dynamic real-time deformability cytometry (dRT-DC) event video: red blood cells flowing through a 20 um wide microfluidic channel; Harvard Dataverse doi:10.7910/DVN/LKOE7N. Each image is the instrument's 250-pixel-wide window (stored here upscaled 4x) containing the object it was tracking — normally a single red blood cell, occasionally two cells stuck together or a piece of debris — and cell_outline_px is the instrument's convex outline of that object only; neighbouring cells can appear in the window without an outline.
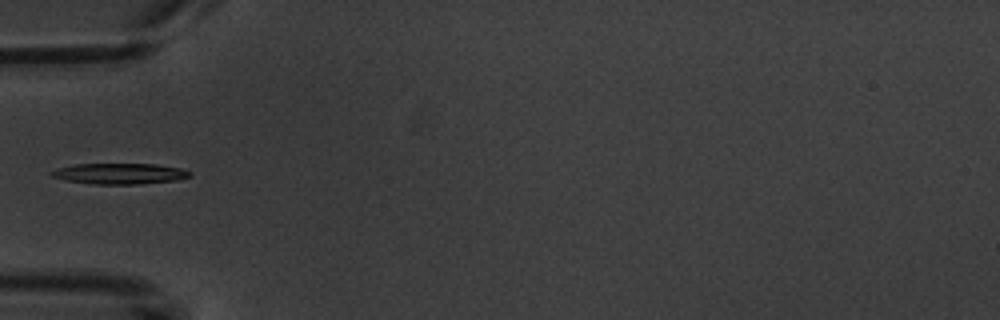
{"species": "common noctule bat (a hibernating species)", "species_latin": "Nyctalus noctula", "temperature_condition": "warm", "stored_images_in_passage": 6, "segment_of_instrument_passage": [2, 2], "camera_frame_rate_fps": 3000, "um_per_image_px": 0.085, "animal": {"sex": "male", "body_mass_g": 20.1, "forearm_length_mm": 53.5}, "frame": {"image": 1, "passage_image": 3, "time_ms": 2.333, "image_size_px": [1000, 320], "cell_outline_px": [[192, 176], [176, 180], [140, 184], [92, 184], [64, 180], [52, 176], [48, 172], [56, 168], [76, 164], [156, 164], [180, 168], [192, 172]], "centroid_in_image_um": [10.16, 14.76], "position_along_channel_um": 74.8, "area_um2": 16.88}}
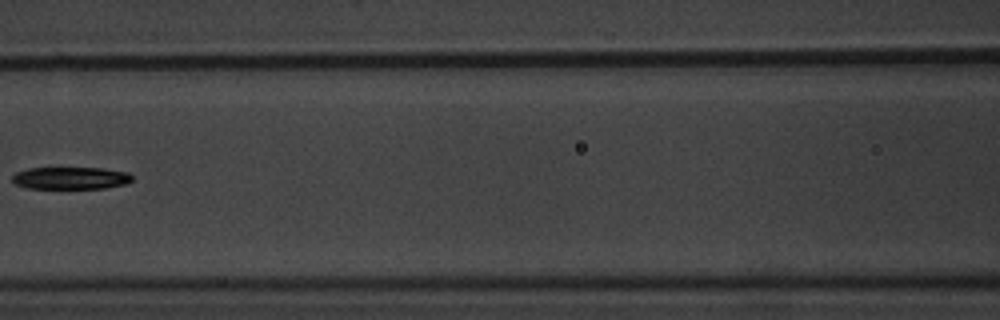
{"frame": {"image": 2, "passage_image": 5, "time_ms": 4.667, "image_size_px": [1000, 320], "cell_outline_px": [[132, 180], [128, 184], [108, 188], [28, 188], [12, 184], [12, 176], [16, 172], [28, 168], [104, 168], [128, 172], [132, 176]], "centroid_in_image_um": [6.02, 15.14], "position_along_channel_um": 160.6, "area_um2": 15.78}}
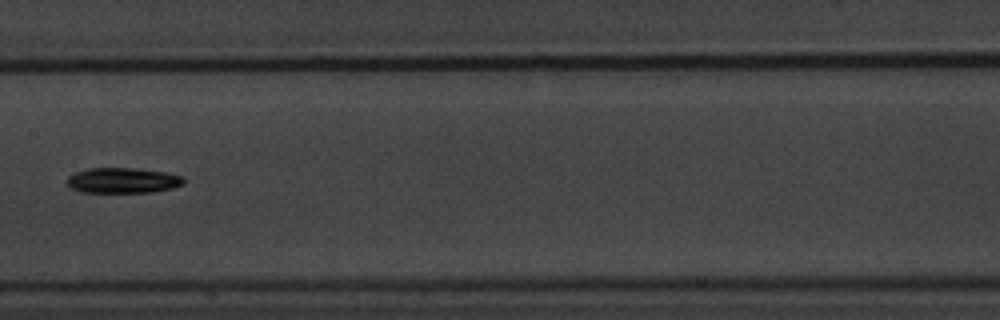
{"frame": {"image": 3, "passage_image": 6, "time_ms": 5.667, "image_size_px": [1000, 320], "cell_outline_px": [[184, 184], [172, 188], [152, 192], [80, 192], [72, 188], [68, 184], [68, 176], [76, 172], [88, 168], [136, 168], [164, 172], [180, 176], [184, 180]], "centroid_in_image_um": [10.43, 15.33], "position_along_channel_um": 197.0, "area_um2": 17.11}}